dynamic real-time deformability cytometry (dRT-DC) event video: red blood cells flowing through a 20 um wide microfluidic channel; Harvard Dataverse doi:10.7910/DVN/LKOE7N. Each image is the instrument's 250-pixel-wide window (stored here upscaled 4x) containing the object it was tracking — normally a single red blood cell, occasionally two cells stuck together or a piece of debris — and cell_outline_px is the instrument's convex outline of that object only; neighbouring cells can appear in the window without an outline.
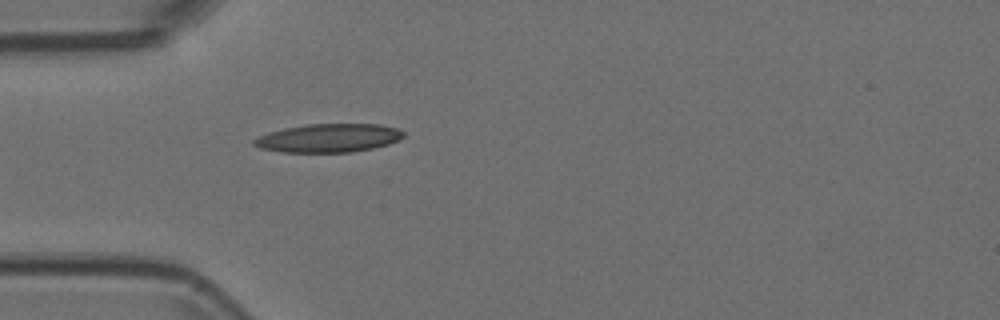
{"species": "Egyptian fruit bat (a non-hibernating species)", "species_latin": "Rousettus aegyptiacus", "temperature_condition": "room temperature", "stored_images_in_passage": 5, "camera_frame_rate_fps": 3000, "um_per_image_px": 0.085, "animal": {"sex": "female"}, "frame": {"image": 1, "passage_image": 1, "time_ms": 0.0, "image_size_px": [1000, 320], "cell_outline_px": [[404, 136], [388, 144], [372, 148], [352, 152], [280, 152], [260, 148], [252, 144], [252, 140], [256, 136], [268, 132], [284, 128], [308, 124], [380, 124], [400, 128], [404, 132]], "centroid_in_image_um": [27.9, 11.73], "position_along_channel_um": 57.1, "area_um2": 24.97}}